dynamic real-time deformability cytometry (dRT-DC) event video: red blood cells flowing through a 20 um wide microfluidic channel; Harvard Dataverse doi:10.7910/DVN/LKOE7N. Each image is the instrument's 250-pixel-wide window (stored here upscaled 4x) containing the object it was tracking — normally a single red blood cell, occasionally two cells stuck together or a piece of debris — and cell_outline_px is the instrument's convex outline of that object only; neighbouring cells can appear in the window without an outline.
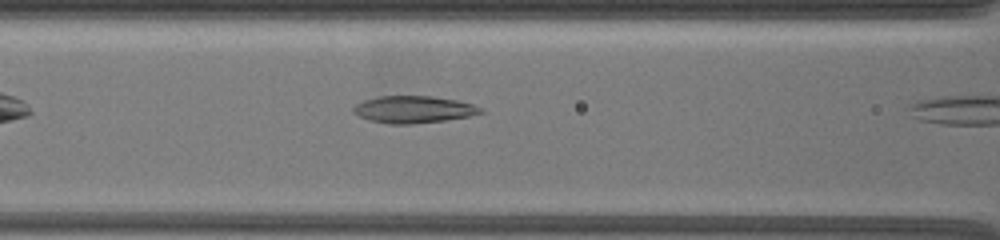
{"species": "common noctule bat (a hibernating species)", "species_latin": "Nyctalus noctula", "temperature_condition": "warm", "stored_images_in_passage": 18, "camera_frame_rate_fps": 3000, "um_per_image_px": 0.085, "animal": {"sex": "female", "body_mass_g": 19.5, "forearm_length_mm": 54.1}, "frame": {"image": 1, "passage_image": 16, "time_ms": 2.333, "image_size_px": [1000, 240], "cell_outline_px": [[484, 112], [468, 116], [444, 120], [412, 124], [388, 124], [368, 120], [352, 112], [352, 108], [356, 104], [364, 100], [376, 96], [432, 96], [456, 100], [472, 104], [480, 108]], "centroid_in_image_um": [35.09, 9.3], "position_along_channel_um": 131.5, "area_um2": 20.0}}